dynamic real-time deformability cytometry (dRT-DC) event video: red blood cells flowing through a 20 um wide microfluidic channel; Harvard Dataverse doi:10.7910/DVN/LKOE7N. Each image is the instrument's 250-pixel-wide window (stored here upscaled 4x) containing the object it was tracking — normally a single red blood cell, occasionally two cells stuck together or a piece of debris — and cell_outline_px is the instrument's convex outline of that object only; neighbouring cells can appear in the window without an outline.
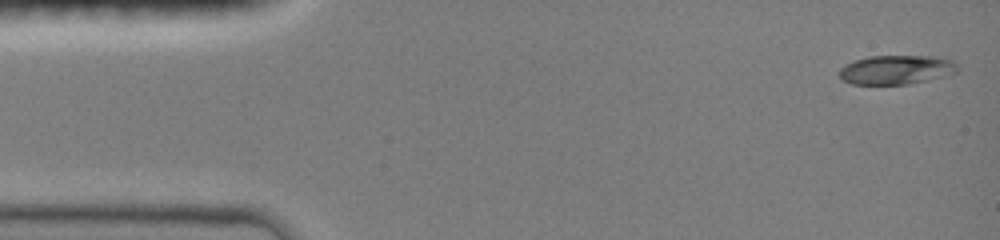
{"species": "common noctule bat (a hibernating species)", "species_latin": "Nyctalus noctula", "temperature_condition": "room temperature", "stored_images_in_passage": 32, "camera_frame_rate_fps": 3000, "um_per_image_px": 0.085, "animal": {"sex": "female", "body_mass_g": 19.0, "forearm_length_mm": 51.5}, "frame": {"image": 1, "passage_image": 1, "time_ms": 0.0, "image_size_px": [1000, 240], "cell_outline_px": [[960, 68], [956, 72], [928, 80], [908, 84], [852, 84], [844, 80], [840, 76], [840, 68], [844, 64], [852, 60], [868, 56], [932, 56], [952, 60]], "centroid_in_image_um": [76.16, 5.92], "position_along_channel_um": 8.8, "area_um2": 20.06}}
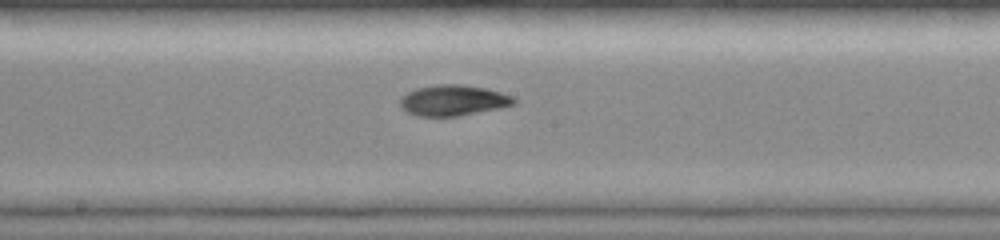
{"frame": {"image": 2, "passage_image": 13, "time_ms": 4.0, "image_size_px": [1000, 240], "cell_outline_px": [[516, 104], [500, 108], [460, 116], [416, 116], [400, 108], [400, 96], [416, 88], [436, 84], [464, 84], [488, 88], [512, 96], [516, 100]], "centroid_in_image_um": [38.52, 8.52], "position_along_channel_um": 209.7, "area_um2": 20.69}}
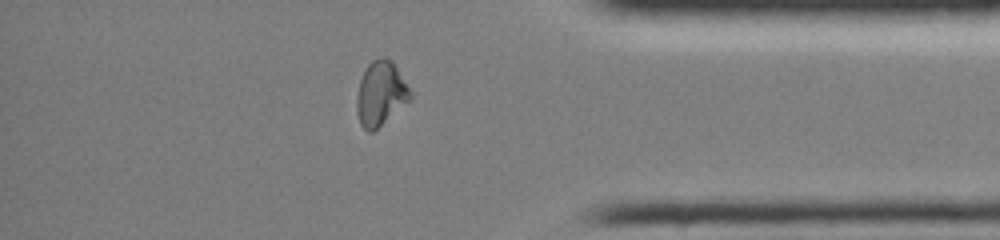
{"frame": {"image": 3, "passage_image": 25, "time_ms": 8.0, "image_size_px": [1000, 240], "cell_outline_px": [[412, 96], [408, 100], [372, 132], [368, 132], [360, 124], [356, 112], [356, 100], [360, 80], [368, 64], [372, 60], [380, 56], [384, 56], [392, 60], [412, 92]], "centroid_in_image_um": [32.33, 7.91], "position_along_channel_um": 402.9, "area_um2": 19.77}}